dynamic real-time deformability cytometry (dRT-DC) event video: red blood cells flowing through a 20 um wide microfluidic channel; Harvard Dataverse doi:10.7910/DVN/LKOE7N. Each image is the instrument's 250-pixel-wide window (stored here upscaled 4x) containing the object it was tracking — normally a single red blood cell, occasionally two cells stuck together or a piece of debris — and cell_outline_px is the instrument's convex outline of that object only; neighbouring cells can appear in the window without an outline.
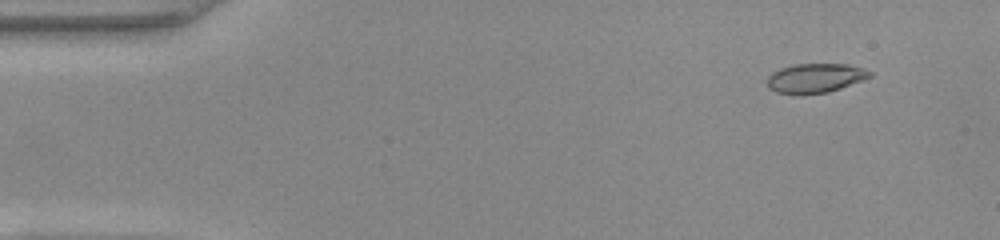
{"species": "common noctule bat (a hibernating species)", "species_latin": "Nyctalus noctula", "temperature_condition": "warm", "stored_images_in_passage": 52, "camera_frame_rate_fps": 3000, "um_per_image_px": 0.085, "animal": {"sex": "female", "body_mass_g": 22.0, "forearm_length_mm": 56.7}, "frame": {"image": 1, "passage_image": 5, "time_ms": 1.333, "image_size_px": [1000, 240], "cell_outline_px": [[872, 76], [864, 80], [828, 92], [776, 92], [768, 88], [768, 76], [772, 72], [780, 68], [796, 64], [848, 64], [864, 68], [872, 72]], "centroid_in_image_um": [69.35, 6.6], "position_along_channel_um": 15.7, "area_um2": 17.11}}
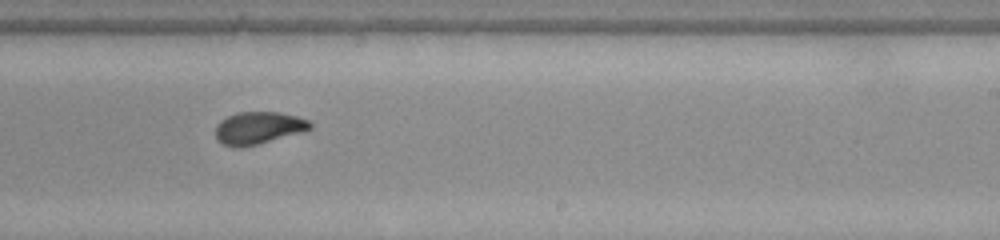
{"frame": {"image": 2, "passage_image": 32, "time_ms": 10.333, "image_size_px": [1000, 240], "cell_outline_px": [[312, 128], [304, 132], [240, 148], [224, 144], [216, 140], [216, 124], [220, 120], [236, 112], [280, 112], [296, 116], [308, 120], [312, 124]], "centroid_in_image_um": [21.96, 10.86], "position_along_channel_um": 267.0, "area_um2": 17.86}}
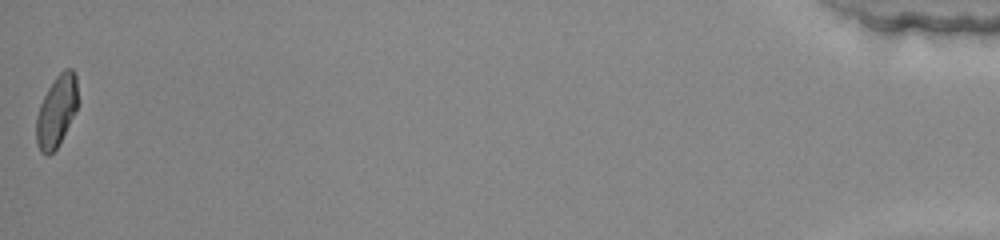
{"frame": {"image": 3, "passage_image": 52, "time_ms": 17.0, "image_size_px": [1000, 240], "cell_outline_px": [[80, 100], [76, 112], [56, 148], [48, 156], [40, 152], [36, 144], [36, 116], [40, 104], [48, 88], [56, 76], [64, 68], [72, 68], [76, 76]], "centroid_in_image_um": [4.83, 9.42], "position_along_channel_um": 430.4, "area_um2": 17.63}, "authors_computed_cell_mechanics": {"area_um2": 17.7735, "velocity_mm_per_s": 3.96, "shape_relaxation_time_tau1_ms": 7.2685, "shape_relaxation_time_tau2_ms": 1.0435, "deformation_change_tau1": 0.1967, "deformation_change_tau2": 0.05}}